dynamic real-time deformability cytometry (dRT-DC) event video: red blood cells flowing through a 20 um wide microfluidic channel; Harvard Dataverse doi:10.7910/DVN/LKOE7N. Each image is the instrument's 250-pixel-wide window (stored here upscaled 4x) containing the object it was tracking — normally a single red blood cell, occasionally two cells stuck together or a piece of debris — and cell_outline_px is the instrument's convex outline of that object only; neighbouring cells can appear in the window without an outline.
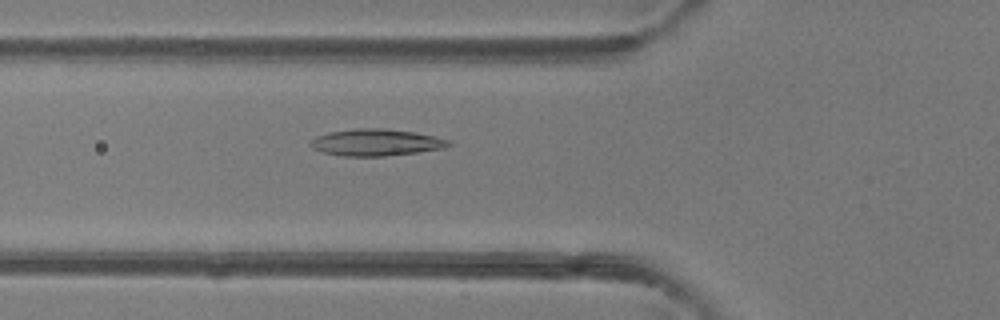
{"species": "common noctule bat (a hibernating species)", "species_latin": "Nyctalus noctula", "temperature_condition": "room temperature", "stored_images_in_passage": 50, "camera_frame_rate_fps": 3000, "um_per_image_px": 0.085, "animal": {"sex": "female"}, "frame": {"image": 1, "passage_image": 18, "time_ms": 5.667, "image_size_px": [1000, 320], "cell_outline_px": [[452, 144], [444, 148], [416, 152], [384, 156], [344, 156], [324, 152], [312, 148], [308, 144], [308, 140], [316, 136], [328, 132], [352, 128], [384, 128], [416, 132], [448, 140]], "centroid_in_image_um": [31.9, 12.09], "position_along_channel_um": 93.9, "area_um2": 21.62}}
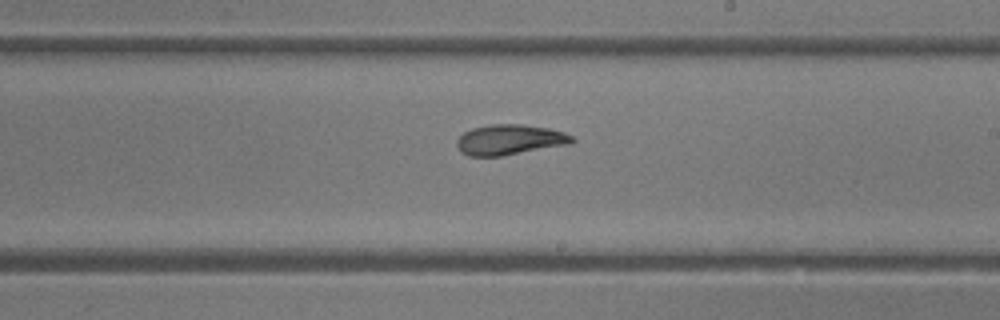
{"frame": {"image": 2, "passage_image": 29, "time_ms": 9.333, "image_size_px": [1000, 320], "cell_outline_px": [[576, 140], [572, 144], [500, 156], [468, 156], [460, 152], [456, 144], [456, 140], [464, 132], [472, 128], [492, 124], [524, 124], [548, 128], [564, 132], [572, 136]], "centroid_in_image_um": [43.33, 11.88], "position_along_channel_um": 245.7, "area_um2": 20.52}}
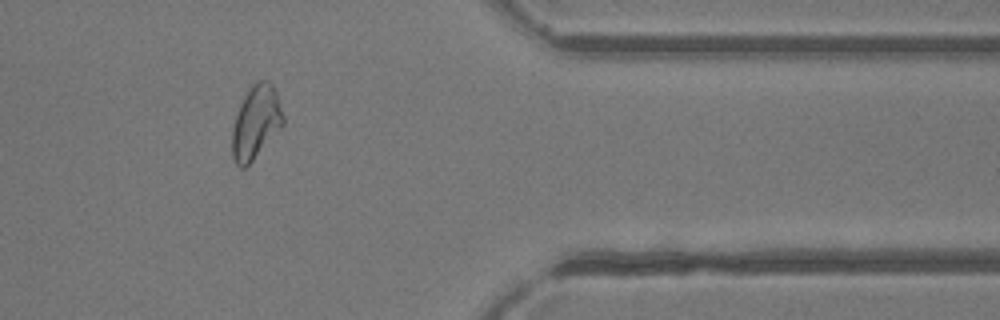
{"frame": {"image": 3, "passage_image": 41, "time_ms": 13.333, "image_size_px": [1000, 320], "cell_outline_px": [[284, 124], [252, 160], [244, 168], [240, 168], [236, 164], [232, 156], [232, 128], [240, 104], [248, 88], [256, 80], [268, 80], [272, 84], [276, 92], [284, 116]], "centroid_in_image_um": [21.74, 10.36], "position_along_channel_um": 389.7, "area_um2": 21.62}, "authors_computed_cell_mechanics": {"area_um2": 21.9351, "velocity_mm_per_s": 4.1231, "shape_relaxation_time_tau1_ms": 5.8951, "shape_relaxation_time_tau2_ms": 2.6081, "deformation_change_tau1": 0.1648, "deformation_change_tau2": 0.0903}}